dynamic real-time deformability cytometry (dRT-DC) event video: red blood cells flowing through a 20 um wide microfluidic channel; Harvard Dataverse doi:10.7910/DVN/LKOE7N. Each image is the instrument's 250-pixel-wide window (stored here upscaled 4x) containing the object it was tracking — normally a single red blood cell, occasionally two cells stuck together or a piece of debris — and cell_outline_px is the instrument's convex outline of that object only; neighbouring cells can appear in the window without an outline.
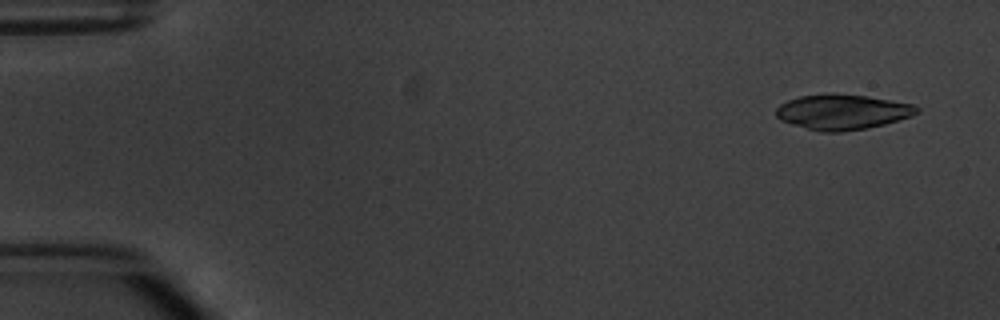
{"species": "common noctule bat (a hibernating species)", "species_latin": "Nyctalus noctula", "temperature_condition": "warm", "stored_images_in_passage": 4, "camera_frame_rate_fps": 3000, "um_per_image_px": 0.085, "animal": {"sex": "male", "body_mass_g": 20.1, "forearm_length_mm": 53.5}, "frame": {"image": 1, "passage_image": 1, "time_ms": 0.0, "image_size_px": [1000, 320], "cell_outline_px": [[920, 108], [912, 116], [884, 124], [868, 128], [840, 132], [820, 132], [792, 124], [780, 120], [776, 116], [776, 108], [780, 104], [788, 100], [800, 96], [832, 92], [864, 96], [916, 104]], "centroid_in_image_um": [71.59, 9.51], "position_along_channel_um": 13.4, "area_um2": 29.02}}